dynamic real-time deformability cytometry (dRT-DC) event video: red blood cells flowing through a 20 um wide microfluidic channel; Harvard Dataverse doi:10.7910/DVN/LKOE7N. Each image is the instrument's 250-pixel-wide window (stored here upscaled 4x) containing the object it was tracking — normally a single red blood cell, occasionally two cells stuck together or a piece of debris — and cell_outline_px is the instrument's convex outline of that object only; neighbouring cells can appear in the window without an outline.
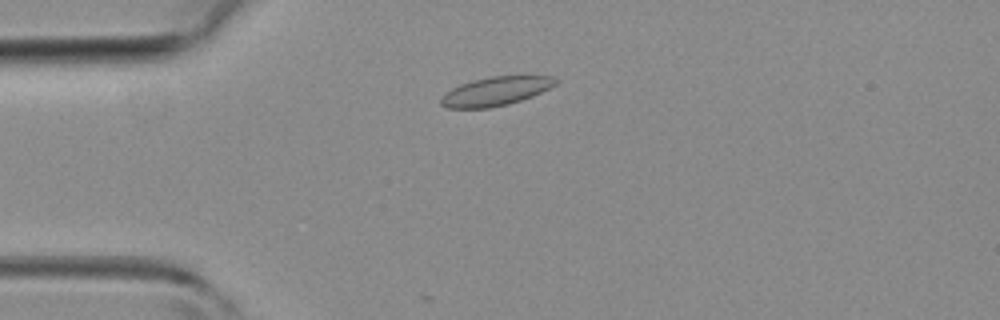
{"species": "common noctule bat (a hibernating species)", "species_latin": "Nyctalus noctula", "temperature_condition": "room temperature", "stored_images_in_passage": 32, "camera_frame_rate_fps": 3000, "um_per_image_px": 0.085, "animal": {"sex": "female", "body_mass_g": 19.3, "forearm_length_mm": 54.1}, "frame": {"image": 1, "passage_image": 7, "time_ms": 2.0, "image_size_px": [1000, 320], "cell_outline_px": [[560, 80], [556, 84], [532, 96], [508, 104], [488, 108], [448, 108], [440, 104], [440, 96], [444, 92], [460, 84], [472, 80], [492, 76], [524, 72], [528, 72], [552, 76]], "centroid_in_image_um": [42.2, 7.69], "position_along_channel_um": 42.8, "area_um2": 20.17}}
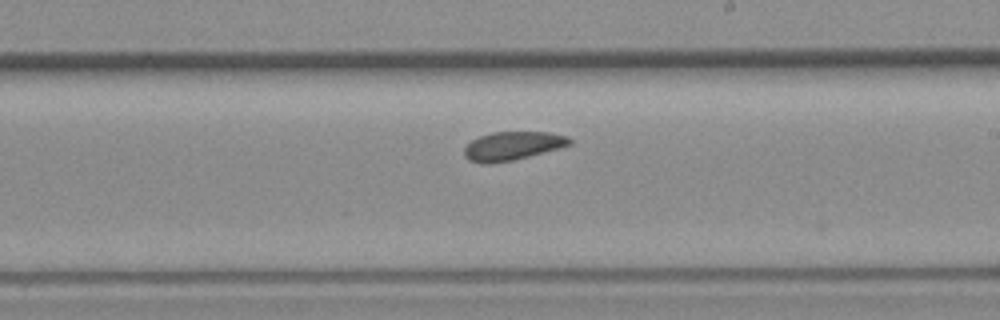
{"frame": {"image": 2, "passage_image": 22, "time_ms": 7.0, "image_size_px": [1000, 320], "cell_outline_px": [[572, 144], [560, 148], [512, 160], [492, 164], [480, 164], [468, 160], [464, 156], [464, 148], [472, 140], [480, 136], [492, 132], [548, 132], [568, 136], [572, 140]], "centroid_in_image_um": [43.55, 12.41], "position_along_channel_um": 245.5, "area_um2": 17.63}}
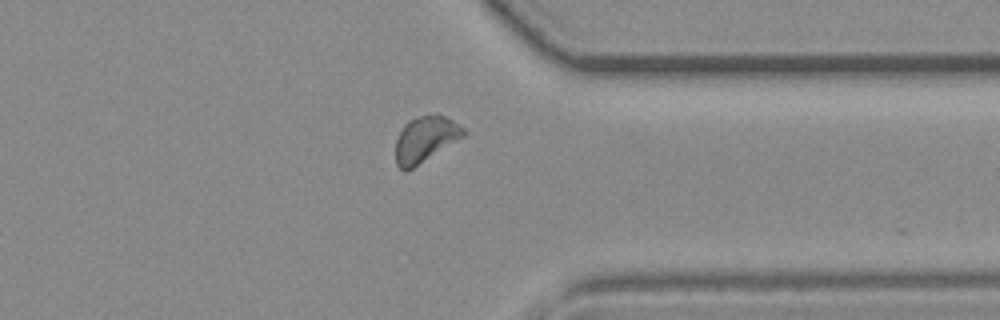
{"frame": {"image": 3, "passage_image": 31, "time_ms": 10.0, "image_size_px": [1000, 320], "cell_outline_px": [[468, 132], [464, 136], [412, 168], [404, 172], [396, 164], [396, 140], [404, 124], [408, 120], [416, 116], [444, 116], [460, 124]], "centroid_in_image_um": [36.15, 11.83], "position_along_channel_um": 375.3, "area_um2": 17.8}}